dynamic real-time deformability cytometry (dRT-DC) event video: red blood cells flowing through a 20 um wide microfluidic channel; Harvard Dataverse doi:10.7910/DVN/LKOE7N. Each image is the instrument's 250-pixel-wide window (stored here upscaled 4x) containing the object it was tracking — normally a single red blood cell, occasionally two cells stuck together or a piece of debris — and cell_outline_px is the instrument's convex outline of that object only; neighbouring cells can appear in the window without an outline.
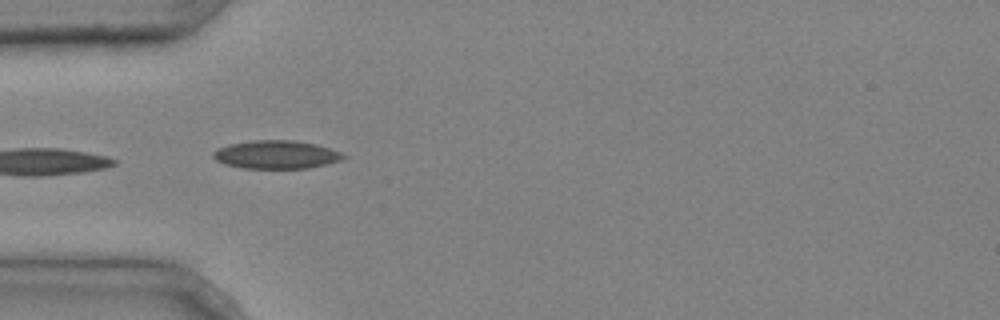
{"species": "common noctule bat (a hibernating species)", "species_latin": "Nyctalus noctula", "temperature_condition": "cold", "stored_images_in_passage": 8, "camera_frame_rate_fps": 3000, "um_per_image_px": 0.085, "animal": {"sex": "male", "body_mass_g": 20.4}, "frame": {"image": 1, "passage_image": 5, "time_ms": 1.333, "image_size_px": [1000, 320], "cell_outline_px": [[348, 156], [340, 160], [308, 168], [244, 168], [224, 164], [216, 160], [212, 156], [212, 152], [216, 148], [228, 144], [252, 140], [292, 140], [316, 144], [340, 152]], "centroid_in_image_um": [23.42, 13.13], "position_along_channel_um": 61.6, "area_um2": 21.39}}